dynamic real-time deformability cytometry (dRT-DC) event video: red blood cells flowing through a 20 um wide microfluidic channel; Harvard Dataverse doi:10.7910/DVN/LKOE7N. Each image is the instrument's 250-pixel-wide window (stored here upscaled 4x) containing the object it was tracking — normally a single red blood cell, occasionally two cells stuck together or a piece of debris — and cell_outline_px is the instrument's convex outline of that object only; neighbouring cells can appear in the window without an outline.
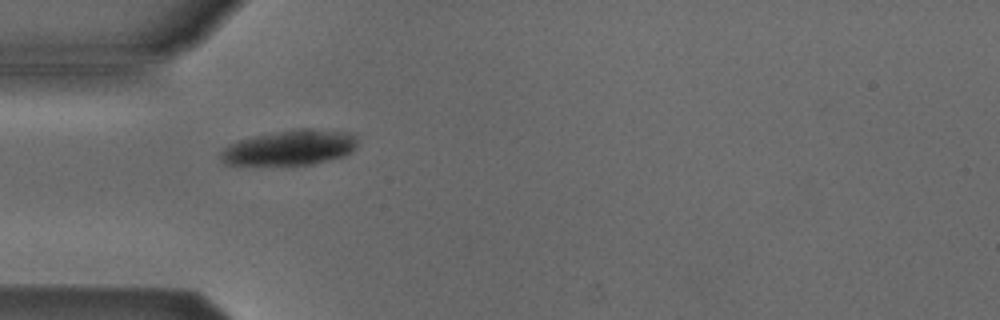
{"species": "Egyptian fruit bat (a non-hibernating species)", "species_latin": "Rousettus aegyptiacus", "temperature_condition": "cold", "stored_images_in_passage": 4, "camera_frame_rate_fps": 3000, "um_per_image_px": 0.085, "animal": {"sex": "male"}, "frame": {"image": 1, "passage_image": 1, "time_ms": 0.0, "image_size_px": [1000, 320], "cell_outline_px": [[356, 144], [352, 152], [344, 156], [312, 164], [224, 164], [220, 156], [220, 152], [228, 144], [236, 140], [276, 132], [300, 128], [308, 128], [352, 132], [356, 136]], "centroid_in_image_um": [24.66, 12.53], "position_along_channel_um": 60.3, "area_um2": 27.86}}